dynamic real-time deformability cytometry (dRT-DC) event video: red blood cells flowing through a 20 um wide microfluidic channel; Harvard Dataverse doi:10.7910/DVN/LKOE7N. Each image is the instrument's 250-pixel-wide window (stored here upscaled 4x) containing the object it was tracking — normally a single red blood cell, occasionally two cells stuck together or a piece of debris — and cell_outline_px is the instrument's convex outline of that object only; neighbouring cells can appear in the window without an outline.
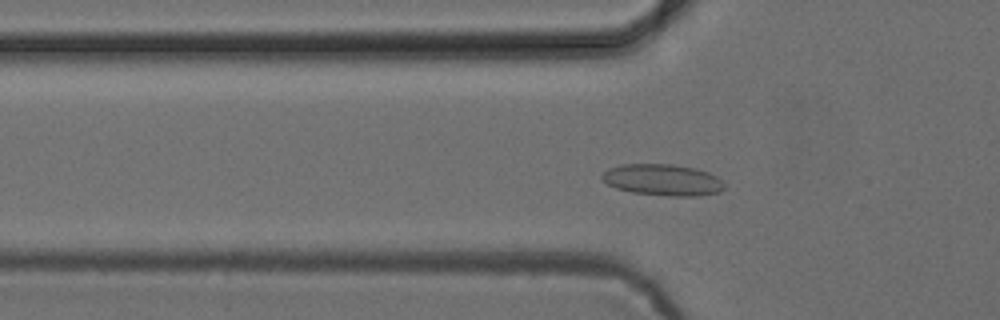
{"species": "common noctule bat (a hibernating species)", "species_latin": "Nyctalus noctula", "temperature_condition": "cold", "stored_images_in_passage": 49, "camera_frame_rate_fps": 3000, "um_per_image_px": 0.085, "animal": {"sex": "female", "body_mass_g": 24.6, "forearm_length_mm": 56.2}, "frame": {"image": 1, "passage_image": 13, "time_ms": 4.0, "image_size_px": [1000, 320], "cell_outline_px": [[724, 188], [720, 192], [700, 196], [668, 196], [632, 192], [616, 188], [608, 184], [600, 176], [608, 168], [620, 164], [672, 164], [696, 168], [708, 172], [716, 176], [724, 184]], "centroid_in_image_um": [56.33, 15.29], "position_along_channel_um": 69.5, "area_um2": 22.48}}
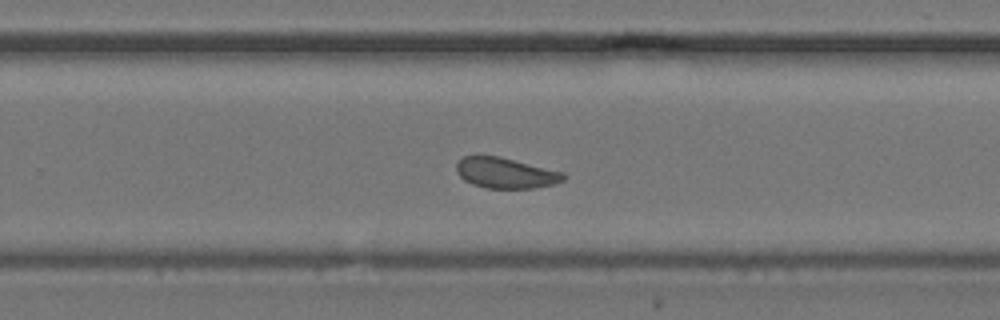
{"frame": {"image": 2, "passage_image": 30, "time_ms": 9.667, "image_size_px": [1000, 320], "cell_outline_px": [[568, 176], [564, 180], [556, 184], [532, 188], [484, 188], [472, 184], [464, 180], [456, 172], [456, 164], [464, 156], [496, 156], [564, 172]], "centroid_in_image_um": [42.99, 14.72], "position_along_channel_um": 286.8, "area_um2": 19.02}}
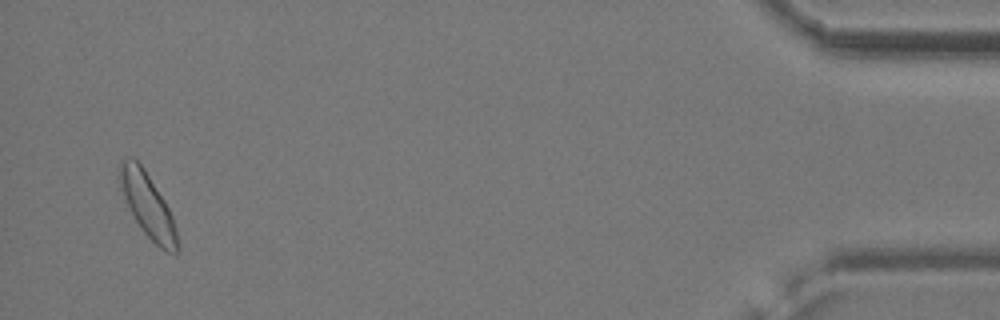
{"frame": {"image": 3, "passage_image": 47, "time_ms": 15.333, "image_size_px": [1000, 320], "cell_outline_px": [[180, 252], [176, 256], [160, 248], [144, 232], [136, 220], [120, 188], [120, 160], [128, 156], [132, 156], [144, 168], [164, 200], [172, 216], [176, 228]], "centroid_in_image_um": [12.59, 17.47], "position_along_channel_um": 422.6, "area_um2": 21.21}, "authors_computed_cell_mechanics": {"area_um2": 19.8832, "velocity_mm_per_s": 3.842, "shape_relaxation_time_tau1_ms": 4.6227, "shape_relaxation_time_tau2_ms": 1.2493, "deformation_change_tau1": 0.0654, "deformation_change_tau2": 0.0618}}